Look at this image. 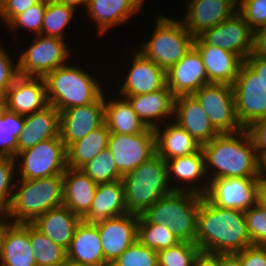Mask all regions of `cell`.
Instances as JSON below:
<instances>
[{
    "label": "cell",
    "instance_id": "obj_27",
    "mask_svg": "<svg viewBox=\"0 0 266 266\" xmlns=\"http://www.w3.org/2000/svg\"><path fill=\"white\" fill-rule=\"evenodd\" d=\"M63 186V205L83 219L89 213L98 184L82 170L67 167Z\"/></svg>",
    "mask_w": 266,
    "mask_h": 266
},
{
    "label": "cell",
    "instance_id": "obj_44",
    "mask_svg": "<svg viewBox=\"0 0 266 266\" xmlns=\"http://www.w3.org/2000/svg\"><path fill=\"white\" fill-rule=\"evenodd\" d=\"M46 10V0H40L28 10L16 15L7 26L9 29L26 28L34 32V36L41 34L42 22Z\"/></svg>",
    "mask_w": 266,
    "mask_h": 266
},
{
    "label": "cell",
    "instance_id": "obj_53",
    "mask_svg": "<svg viewBox=\"0 0 266 266\" xmlns=\"http://www.w3.org/2000/svg\"><path fill=\"white\" fill-rule=\"evenodd\" d=\"M8 216V217H7ZM10 219L9 222L6 219ZM4 219V220H3ZM6 221V222H5ZM15 222L11 219V217L8 215L7 211H0V252L2 250L3 242L5 239V236L10 229V227Z\"/></svg>",
    "mask_w": 266,
    "mask_h": 266
},
{
    "label": "cell",
    "instance_id": "obj_13",
    "mask_svg": "<svg viewBox=\"0 0 266 266\" xmlns=\"http://www.w3.org/2000/svg\"><path fill=\"white\" fill-rule=\"evenodd\" d=\"M260 178L222 177L209 179L203 195L210 203L228 209L245 212L257 203V188Z\"/></svg>",
    "mask_w": 266,
    "mask_h": 266
},
{
    "label": "cell",
    "instance_id": "obj_50",
    "mask_svg": "<svg viewBox=\"0 0 266 266\" xmlns=\"http://www.w3.org/2000/svg\"><path fill=\"white\" fill-rule=\"evenodd\" d=\"M244 62L257 74L266 89V59L255 55L253 52Z\"/></svg>",
    "mask_w": 266,
    "mask_h": 266
},
{
    "label": "cell",
    "instance_id": "obj_35",
    "mask_svg": "<svg viewBox=\"0 0 266 266\" xmlns=\"http://www.w3.org/2000/svg\"><path fill=\"white\" fill-rule=\"evenodd\" d=\"M29 237L37 266H62L66 250L50 240L29 223Z\"/></svg>",
    "mask_w": 266,
    "mask_h": 266
},
{
    "label": "cell",
    "instance_id": "obj_40",
    "mask_svg": "<svg viewBox=\"0 0 266 266\" xmlns=\"http://www.w3.org/2000/svg\"><path fill=\"white\" fill-rule=\"evenodd\" d=\"M200 252L194 242H179L158 252L159 266H193Z\"/></svg>",
    "mask_w": 266,
    "mask_h": 266
},
{
    "label": "cell",
    "instance_id": "obj_25",
    "mask_svg": "<svg viewBox=\"0 0 266 266\" xmlns=\"http://www.w3.org/2000/svg\"><path fill=\"white\" fill-rule=\"evenodd\" d=\"M66 257L88 266H110L104 259L96 223L80 221L66 250Z\"/></svg>",
    "mask_w": 266,
    "mask_h": 266
},
{
    "label": "cell",
    "instance_id": "obj_7",
    "mask_svg": "<svg viewBox=\"0 0 266 266\" xmlns=\"http://www.w3.org/2000/svg\"><path fill=\"white\" fill-rule=\"evenodd\" d=\"M156 16L151 39L141 43L138 51L167 71L193 48L195 38L181 21Z\"/></svg>",
    "mask_w": 266,
    "mask_h": 266
},
{
    "label": "cell",
    "instance_id": "obj_52",
    "mask_svg": "<svg viewBox=\"0 0 266 266\" xmlns=\"http://www.w3.org/2000/svg\"><path fill=\"white\" fill-rule=\"evenodd\" d=\"M193 266H218V254L200 252Z\"/></svg>",
    "mask_w": 266,
    "mask_h": 266
},
{
    "label": "cell",
    "instance_id": "obj_41",
    "mask_svg": "<svg viewBox=\"0 0 266 266\" xmlns=\"http://www.w3.org/2000/svg\"><path fill=\"white\" fill-rule=\"evenodd\" d=\"M110 266H159L158 252L138 240L129 246Z\"/></svg>",
    "mask_w": 266,
    "mask_h": 266
},
{
    "label": "cell",
    "instance_id": "obj_9",
    "mask_svg": "<svg viewBox=\"0 0 266 266\" xmlns=\"http://www.w3.org/2000/svg\"><path fill=\"white\" fill-rule=\"evenodd\" d=\"M34 40L17 60L19 76L44 78L56 68L66 65L71 51L65 39L40 34Z\"/></svg>",
    "mask_w": 266,
    "mask_h": 266
},
{
    "label": "cell",
    "instance_id": "obj_51",
    "mask_svg": "<svg viewBox=\"0 0 266 266\" xmlns=\"http://www.w3.org/2000/svg\"><path fill=\"white\" fill-rule=\"evenodd\" d=\"M253 53L266 59V25L260 26L254 31Z\"/></svg>",
    "mask_w": 266,
    "mask_h": 266
},
{
    "label": "cell",
    "instance_id": "obj_15",
    "mask_svg": "<svg viewBox=\"0 0 266 266\" xmlns=\"http://www.w3.org/2000/svg\"><path fill=\"white\" fill-rule=\"evenodd\" d=\"M139 215L127 213L96 222L105 261L112 264L138 240Z\"/></svg>",
    "mask_w": 266,
    "mask_h": 266
},
{
    "label": "cell",
    "instance_id": "obj_20",
    "mask_svg": "<svg viewBox=\"0 0 266 266\" xmlns=\"http://www.w3.org/2000/svg\"><path fill=\"white\" fill-rule=\"evenodd\" d=\"M167 87L175 97L193 95L208 84L205 66L193 47L179 62L166 71Z\"/></svg>",
    "mask_w": 266,
    "mask_h": 266
},
{
    "label": "cell",
    "instance_id": "obj_14",
    "mask_svg": "<svg viewBox=\"0 0 266 266\" xmlns=\"http://www.w3.org/2000/svg\"><path fill=\"white\" fill-rule=\"evenodd\" d=\"M254 31L237 12L199 37L206 43L237 54L245 60L253 52Z\"/></svg>",
    "mask_w": 266,
    "mask_h": 266
},
{
    "label": "cell",
    "instance_id": "obj_54",
    "mask_svg": "<svg viewBox=\"0 0 266 266\" xmlns=\"http://www.w3.org/2000/svg\"><path fill=\"white\" fill-rule=\"evenodd\" d=\"M218 266H242V263L235 253L218 254Z\"/></svg>",
    "mask_w": 266,
    "mask_h": 266
},
{
    "label": "cell",
    "instance_id": "obj_43",
    "mask_svg": "<svg viewBox=\"0 0 266 266\" xmlns=\"http://www.w3.org/2000/svg\"><path fill=\"white\" fill-rule=\"evenodd\" d=\"M16 165L14 158L0 156V211H7L9 208L16 184L14 182L16 177L14 173L17 171L16 168L18 169Z\"/></svg>",
    "mask_w": 266,
    "mask_h": 266
},
{
    "label": "cell",
    "instance_id": "obj_10",
    "mask_svg": "<svg viewBox=\"0 0 266 266\" xmlns=\"http://www.w3.org/2000/svg\"><path fill=\"white\" fill-rule=\"evenodd\" d=\"M193 96L203 107L212 126L219 134H233L244 129L236 116L232 85L208 83Z\"/></svg>",
    "mask_w": 266,
    "mask_h": 266
},
{
    "label": "cell",
    "instance_id": "obj_12",
    "mask_svg": "<svg viewBox=\"0 0 266 266\" xmlns=\"http://www.w3.org/2000/svg\"><path fill=\"white\" fill-rule=\"evenodd\" d=\"M107 149L124 176L156 154L155 131L148 127L138 134H110Z\"/></svg>",
    "mask_w": 266,
    "mask_h": 266
},
{
    "label": "cell",
    "instance_id": "obj_33",
    "mask_svg": "<svg viewBox=\"0 0 266 266\" xmlns=\"http://www.w3.org/2000/svg\"><path fill=\"white\" fill-rule=\"evenodd\" d=\"M104 94V123L111 134H138L148 127L133 111L129 101L120 96L106 99ZM123 98V99H122Z\"/></svg>",
    "mask_w": 266,
    "mask_h": 266
},
{
    "label": "cell",
    "instance_id": "obj_17",
    "mask_svg": "<svg viewBox=\"0 0 266 266\" xmlns=\"http://www.w3.org/2000/svg\"><path fill=\"white\" fill-rule=\"evenodd\" d=\"M104 93L95 102L60 112V137L67 148L104 123Z\"/></svg>",
    "mask_w": 266,
    "mask_h": 266
},
{
    "label": "cell",
    "instance_id": "obj_58",
    "mask_svg": "<svg viewBox=\"0 0 266 266\" xmlns=\"http://www.w3.org/2000/svg\"><path fill=\"white\" fill-rule=\"evenodd\" d=\"M62 266H88V265H84V264H81V263H76V262H73L69 259H66V261L62 264Z\"/></svg>",
    "mask_w": 266,
    "mask_h": 266
},
{
    "label": "cell",
    "instance_id": "obj_56",
    "mask_svg": "<svg viewBox=\"0 0 266 266\" xmlns=\"http://www.w3.org/2000/svg\"><path fill=\"white\" fill-rule=\"evenodd\" d=\"M57 1L72 6L76 9L77 6L81 5H85L84 7H86L89 0H57Z\"/></svg>",
    "mask_w": 266,
    "mask_h": 266
},
{
    "label": "cell",
    "instance_id": "obj_29",
    "mask_svg": "<svg viewBox=\"0 0 266 266\" xmlns=\"http://www.w3.org/2000/svg\"><path fill=\"white\" fill-rule=\"evenodd\" d=\"M81 220L65 205H61L38 216L31 224L54 243L67 250Z\"/></svg>",
    "mask_w": 266,
    "mask_h": 266
},
{
    "label": "cell",
    "instance_id": "obj_42",
    "mask_svg": "<svg viewBox=\"0 0 266 266\" xmlns=\"http://www.w3.org/2000/svg\"><path fill=\"white\" fill-rule=\"evenodd\" d=\"M247 231L253 246H266V209L258 203L244 212Z\"/></svg>",
    "mask_w": 266,
    "mask_h": 266
},
{
    "label": "cell",
    "instance_id": "obj_46",
    "mask_svg": "<svg viewBox=\"0 0 266 266\" xmlns=\"http://www.w3.org/2000/svg\"><path fill=\"white\" fill-rule=\"evenodd\" d=\"M7 50L0 43V101L3 100L8 88L13 84L18 75V64L13 62Z\"/></svg>",
    "mask_w": 266,
    "mask_h": 266
},
{
    "label": "cell",
    "instance_id": "obj_28",
    "mask_svg": "<svg viewBox=\"0 0 266 266\" xmlns=\"http://www.w3.org/2000/svg\"><path fill=\"white\" fill-rule=\"evenodd\" d=\"M145 0H89L86 11L97 24L99 34L124 23L137 14Z\"/></svg>",
    "mask_w": 266,
    "mask_h": 266
},
{
    "label": "cell",
    "instance_id": "obj_39",
    "mask_svg": "<svg viewBox=\"0 0 266 266\" xmlns=\"http://www.w3.org/2000/svg\"><path fill=\"white\" fill-rule=\"evenodd\" d=\"M80 170L97 184L109 183L123 178V175L118 171L112 153L108 149L99 152Z\"/></svg>",
    "mask_w": 266,
    "mask_h": 266
},
{
    "label": "cell",
    "instance_id": "obj_22",
    "mask_svg": "<svg viewBox=\"0 0 266 266\" xmlns=\"http://www.w3.org/2000/svg\"><path fill=\"white\" fill-rule=\"evenodd\" d=\"M172 118L201 146L219 135L212 126L207 113L193 95L175 97Z\"/></svg>",
    "mask_w": 266,
    "mask_h": 266
},
{
    "label": "cell",
    "instance_id": "obj_11",
    "mask_svg": "<svg viewBox=\"0 0 266 266\" xmlns=\"http://www.w3.org/2000/svg\"><path fill=\"white\" fill-rule=\"evenodd\" d=\"M235 112L244 129L266 117V89L257 74L243 62L232 84Z\"/></svg>",
    "mask_w": 266,
    "mask_h": 266
},
{
    "label": "cell",
    "instance_id": "obj_26",
    "mask_svg": "<svg viewBox=\"0 0 266 266\" xmlns=\"http://www.w3.org/2000/svg\"><path fill=\"white\" fill-rule=\"evenodd\" d=\"M120 97H124L129 101L133 111L149 128L155 129L159 122L166 121L167 118L170 119L174 116L175 96L167 86L146 94Z\"/></svg>",
    "mask_w": 266,
    "mask_h": 266
},
{
    "label": "cell",
    "instance_id": "obj_34",
    "mask_svg": "<svg viewBox=\"0 0 266 266\" xmlns=\"http://www.w3.org/2000/svg\"><path fill=\"white\" fill-rule=\"evenodd\" d=\"M110 130L103 123L83 139L72 143L67 148V165L72 169H81L99 152L108 148Z\"/></svg>",
    "mask_w": 266,
    "mask_h": 266
},
{
    "label": "cell",
    "instance_id": "obj_5",
    "mask_svg": "<svg viewBox=\"0 0 266 266\" xmlns=\"http://www.w3.org/2000/svg\"><path fill=\"white\" fill-rule=\"evenodd\" d=\"M203 195L172 191L158 199L142 216L150 223L164 224L180 242H194Z\"/></svg>",
    "mask_w": 266,
    "mask_h": 266
},
{
    "label": "cell",
    "instance_id": "obj_30",
    "mask_svg": "<svg viewBox=\"0 0 266 266\" xmlns=\"http://www.w3.org/2000/svg\"><path fill=\"white\" fill-rule=\"evenodd\" d=\"M127 213L124 184L117 180L98 184L89 213L82 220L96 223Z\"/></svg>",
    "mask_w": 266,
    "mask_h": 266
},
{
    "label": "cell",
    "instance_id": "obj_8",
    "mask_svg": "<svg viewBox=\"0 0 266 266\" xmlns=\"http://www.w3.org/2000/svg\"><path fill=\"white\" fill-rule=\"evenodd\" d=\"M15 161L20 165V179L33 180L63 175L68 167L67 147L60 136L49 138L19 152Z\"/></svg>",
    "mask_w": 266,
    "mask_h": 266
},
{
    "label": "cell",
    "instance_id": "obj_55",
    "mask_svg": "<svg viewBox=\"0 0 266 266\" xmlns=\"http://www.w3.org/2000/svg\"><path fill=\"white\" fill-rule=\"evenodd\" d=\"M257 203L266 209V180L259 181L257 188Z\"/></svg>",
    "mask_w": 266,
    "mask_h": 266
},
{
    "label": "cell",
    "instance_id": "obj_37",
    "mask_svg": "<svg viewBox=\"0 0 266 266\" xmlns=\"http://www.w3.org/2000/svg\"><path fill=\"white\" fill-rule=\"evenodd\" d=\"M24 116L0 105V156L17 155V139L23 131Z\"/></svg>",
    "mask_w": 266,
    "mask_h": 266
},
{
    "label": "cell",
    "instance_id": "obj_19",
    "mask_svg": "<svg viewBox=\"0 0 266 266\" xmlns=\"http://www.w3.org/2000/svg\"><path fill=\"white\" fill-rule=\"evenodd\" d=\"M133 63L117 90L119 96L146 94L167 86L166 70L133 49Z\"/></svg>",
    "mask_w": 266,
    "mask_h": 266
},
{
    "label": "cell",
    "instance_id": "obj_18",
    "mask_svg": "<svg viewBox=\"0 0 266 266\" xmlns=\"http://www.w3.org/2000/svg\"><path fill=\"white\" fill-rule=\"evenodd\" d=\"M1 105L22 116L44 109L49 105L44 78L18 76L8 88Z\"/></svg>",
    "mask_w": 266,
    "mask_h": 266
},
{
    "label": "cell",
    "instance_id": "obj_45",
    "mask_svg": "<svg viewBox=\"0 0 266 266\" xmlns=\"http://www.w3.org/2000/svg\"><path fill=\"white\" fill-rule=\"evenodd\" d=\"M237 9L253 31L266 25V0H238Z\"/></svg>",
    "mask_w": 266,
    "mask_h": 266
},
{
    "label": "cell",
    "instance_id": "obj_23",
    "mask_svg": "<svg viewBox=\"0 0 266 266\" xmlns=\"http://www.w3.org/2000/svg\"><path fill=\"white\" fill-rule=\"evenodd\" d=\"M167 164L169 183L172 180L174 183L178 182L175 186H171L173 191H191L201 195L206 193L209 180L205 170V155L202 148L190 155L167 160ZM179 180L180 183L182 181L185 184L179 186L181 185ZM197 180H199L198 185L195 184ZM200 180L202 182L204 181V183Z\"/></svg>",
    "mask_w": 266,
    "mask_h": 266
},
{
    "label": "cell",
    "instance_id": "obj_47",
    "mask_svg": "<svg viewBox=\"0 0 266 266\" xmlns=\"http://www.w3.org/2000/svg\"><path fill=\"white\" fill-rule=\"evenodd\" d=\"M40 0H0V19L7 25L16 15L28 10Z\"/></svg>",
    "mask_w": 266,
    "mask_h": 266
},
{
    "label": "cell",
    "instance_id": "obj_1",
    "mask_svg": "<svg viewBox=\"0 0 266 266\" xmlns=\"http://www.w3.org/2000/svg\"><path fill=\"white\" fill-rule=\"evenodd\" d=\"M195 244L201 252L233 254L252 245L244 212L221 208L204 196L197 217Z\"/></svg>",
    "mask_w": 266,
    "mask_h": 266
},
{
    "label": "cell",
    "instance_id": "obj_49",
    "mask_svg": "<svg viewBox=\"0 0 266 266\" xmlns=\"http://www.w3.org/2000/svg\"><path fill=\"white\" fill-rule=\"evenodd\" d=\"M242 266H266V246H249L235 253Z\"/></svg>",
    "mask_w": 266,
    "mask_h": 266
},
{
    "label": "cell",
    "instance_id": "obj_4",
    "mask_svg": "<svg viewBox=\"0 0 266 266\" xmlns=\"http://www.w3.org/2000/svg\"><path fill=\"white\" fill-rule=\"evenodd\" d=\"M17 182L7 210L15 223H32L48 210L63 205V175Z\"/></svg>",
    "mask_w": 266,
    "mask_h": 266
},
{
    "label": "cell",
    "instance_id": "obj_36",
    "mask_svg": "<svg viewBox=\"0 0 266 266\" xmlns=\"http://www.w3.org/2000/svg\"><path fill=\"white\" fill-rule=\"evenodd\" d=\"M75 10L74 7L57 0H46L41 35L65 39L64 29L71 23Z\"/></svg>",
    "mask_w": 266,
    "mask_h": 266
},
{
    "label": "cell",
    "instance_id": "obj_32",
    "mask_svg": "<svg viewBox=\"0 0 266 266\" xmlns=\"http://www.w3.org/2000/svg\"><path fill=\"white\" fill-rule=\"evenodd\" d=\"M0 266H37L29 237V223H14L0 252Z\"/></svg>",
    "mask_w": 266,
    "mask_h": 266
},
{
    "label": "cell",
    "instance_id": "obj_6",
    "mask_svg": "<svg viewBox=\"0 0 266 266\" xmlns=\"http://www.w3.org/2000/svg\"><path fill=\"white\" fill-rule=\"evenodd\" d=\"M48 103L60 112L74 106L95 102L103 88L92 74L83 68L64 65L44 77Z\"/></svg>",
    "mask_w": 266,
    "mask_h": 266
},
{
    "label": "cell",
    "instance_id": "obj_24",
    "mask_svg": "<svg viewBox=\"0 0 266 266\" xmlns=\"http://www.w3.org/2000/svg\"><path fill=\"white\" fill-rule=\"evenodd\" d=\"M60 136V111L48 105L24 116L23 131L17 139V154L39 142Z\"/></svg>",
    "mask_w": 266,
    "mask_h": 266
},
{
    "label": "cell",
    "instance_id": "obj_2",
    "mask_svg": "<svg viewBox=\"0 0 266 266\" xmlns=\"http://www.w3.org/2000/svg\"><path fill=\"white\" fill-rule=\"evenodd\" d=\"M202 150L208 180L222 177L260 178V160L246 129L233 134H219L203 144Z\"/></svg>",
    "mask_w": 266,
    "mask_h": 266
},
{
    "label": "cell",
    "instance_id": "obj_31",
    "mask_svg": "<svg viewBox=\"0 0 266 266\" xmlns=\"http://www.w3.org/2000/svg\"><path fill=\"white\" fill-rule=\"evenodd\" d=\"M168 120L164 128L160 124L154 129L156 138V153L164 160L187 156L199 151L202 146L180 127L176 122ZM169 123V124H168ZM164 129V130H161Z\"/></svg>",
    "mask_w": 266,
    "mask_h": 266
},
{
    "label": "cell",
    "instance_id": "obj_48",
    "mask_svg": "<svg viewBox=\"0 0 266 266\" xmlns=\"http://www.w3.org/2000/svg\"><path fill=\"white\" fill-rule=\"evenodd\" d=\"M246 130L253 141L259 160L266 155V117L250 124Z\"/></svg>",
    "mask_w": 266,
    "mask_h": 266
},
{
    "label": "cell",
    "instance_id": "obj_3",
    "mask_svg": "<svg viewBox=\"0 0 266 266\" xmlns=\"http://www.w3.org/2000/svg\"><path fill=\"white\" fill-rule=\"evenodd\" d=\"M128 213L142 215L151 205L173 190L168 164L157 153L122 178Z\"/></svg>",
    "mask_w": 266,
    "mask_h": 266
},
{
    "label": "cell",
    "instance_id": "obj_21",
    "mask_svg": "<svg viewBox=\"0 0 266 266\" xmlns=\"http://www.w3.org/2000/svg\"><path fill=\"white\" fill-rule=\"evenodd\" d=\"M193 47L201 56L208 83H234L244 62L240 56L218 46L206 44L200 37L194 39Z\"/></svg>",
    "mask_w": 266,
    "mask_h": 266
},
{
    "label": "cell",
    "instance_id": "obj_16",
    "mask_svg": "<svg viewBox=\"0 0 266 266\" xmlns=\"http://www.w3.org/2000/svg\"><path fill=\"white\" fill-rule=\"evenodd\" d=\"M185 2L186 13L181 22L194 38L231 18L238 11V0H186Z\"/></svg>",
    "mask_w": 266,
    "mask_h": 266
},
{
    "label": "cell",
    "instance_id": "obj_57",
    "mask_svg": "<svg viewBox=\"0 0 266 266\" xmlns=\"http://www.w3.org/2000/svg\"><path fill=\"white\" fill-rule=\"evenodd\" d=\"M260 179L266 180V155L260 160Z\"/></svg>",
    "mask_w": 266,
    "mask_h": 266
},
{
    "label": "cell",
    "instance_id": "obj_38",
    "mask_svg": "<svg viewBox=\"0 0 266 266\" xmlns=\"http://www.w3.org/2000/svg\"><path fill=\"white\" fill-rule=\"evenodd\" d=\"M138 241L157 252L180 242L166 225L150 223L142 215L138 220Z\"/></svg>",
    "mask_w": 266,
    "mask_h": 266
}]
</instances>
